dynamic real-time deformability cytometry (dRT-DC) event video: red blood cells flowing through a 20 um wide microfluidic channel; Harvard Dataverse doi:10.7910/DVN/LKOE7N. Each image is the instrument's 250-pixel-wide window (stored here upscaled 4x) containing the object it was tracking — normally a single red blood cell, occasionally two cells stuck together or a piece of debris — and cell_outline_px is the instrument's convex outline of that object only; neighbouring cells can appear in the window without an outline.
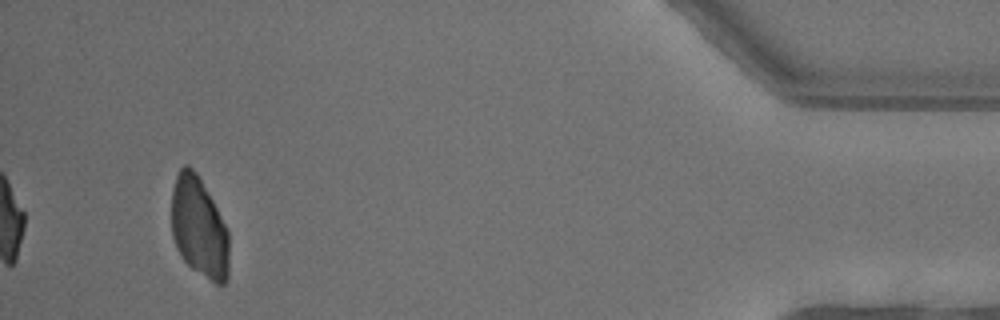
{"species": "common noctule bat (a hibernating species)", "species_latin": "Nyctalus noctula", "temperature_condition": "warm", "stored_images_in_passage": 39, "camera_frame_rate_fps": 3000, "um_per_image_px": 0.085, "animal": {"sex": "female"}, "frame": {"image": 1, "passage_image": 39, "time_ms": 12.667, "image_size_px": [1000, 320], "cell_outline_px": [[228, 280], [224, 284], [216, 284], [192, 268], [184, 260], [176, 248], [172, 236], [172, 188], [176, 176], [180, 168], [184, 164], [188, 164], [200, 176], [228, 232]], "centroid_in_image_um": [16.9, 19.31], "position_along_channel_um": 418.3, "area_um2": 33.58}}